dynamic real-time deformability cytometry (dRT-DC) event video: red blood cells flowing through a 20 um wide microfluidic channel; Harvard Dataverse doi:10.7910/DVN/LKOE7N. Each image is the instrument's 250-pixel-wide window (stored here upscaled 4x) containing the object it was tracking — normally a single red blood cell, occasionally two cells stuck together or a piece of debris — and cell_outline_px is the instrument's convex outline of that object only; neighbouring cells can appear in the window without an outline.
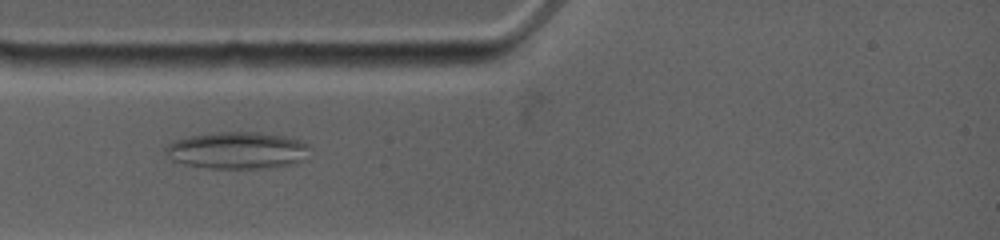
{"species": "common noctule bat (a hibernating species)", "species_latin": "Nyctalus noctula", "temperature_condition": "warm", "stored_images_in_passage": 35, "camera_frame_rate_fps": 4500, "um_per_image_px": 0.085, "animal": {"sex": "female", "body_mass_g": 19.0, "forearm_length_mm": 53.3}, "frame": {"image": 1, "passage_image": 8, "time_ms": 2.667, "image_size_px": [1000, 240], "cell_outline_px": [[312, 148], [296, 164], [256, 168], [212, 168], [184, 164], [172, 160], [164, 152], [164, 148], [168, 144], [176, 140], [188, 136], [216, 132], [260, 132], [284, 136], [300, 140], [308, 144]], "centroid_in_image_um": [20.16, 12.77], "position_along_channel_um": 64.8, "area_um2": 30.98}}
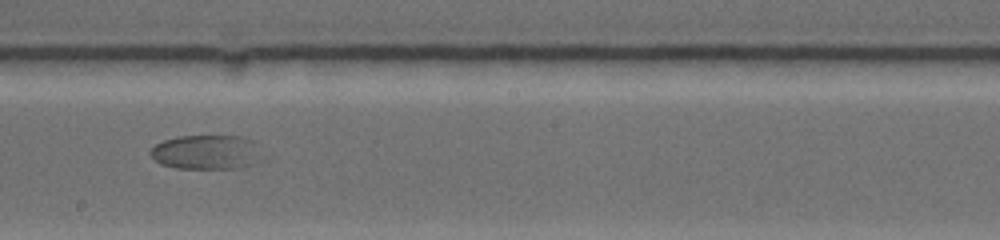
{"frame": {"image": 2, "passage_image": 16, "time_ms": 7.333, "image_size_px": [1000, 240], "cell_outline_px": [[260, 144], [252, 164], [236, 168], [176, 168], [160, 164], [152, 156], [152, 148], [156, 144], [164, 140], [176, 136], [244, 136], [256, 140]], "centroid_in_image_um": [17.52, 12.91], "position_along_channel_um": 230.7, "area_um2": 22.08}}
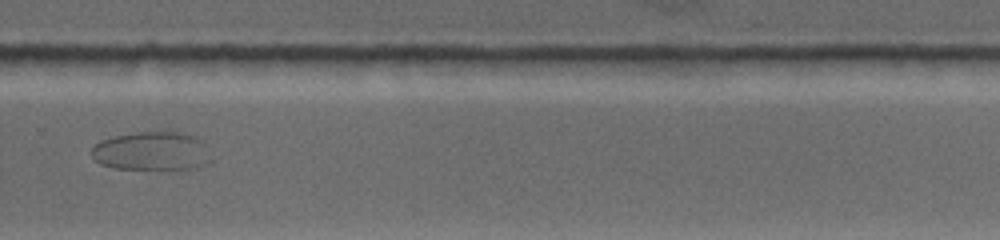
{"frame": {"image": 3, "passage_image": 20, "time_ms": 9.778, "image_size_px": [1000, 240], "cell_outline_px": [[212, 160], [196, 168], [112, 168], [100, 164], [92, 156], [92, 144], [100, 140], [116, 136], [136, 132], [176, 132], [196, 136], [204, 144]], "centroid_in_image_um": [12.86, 12.83], "position_along_channel_um": 316.9, "area_um2": 26.65}}